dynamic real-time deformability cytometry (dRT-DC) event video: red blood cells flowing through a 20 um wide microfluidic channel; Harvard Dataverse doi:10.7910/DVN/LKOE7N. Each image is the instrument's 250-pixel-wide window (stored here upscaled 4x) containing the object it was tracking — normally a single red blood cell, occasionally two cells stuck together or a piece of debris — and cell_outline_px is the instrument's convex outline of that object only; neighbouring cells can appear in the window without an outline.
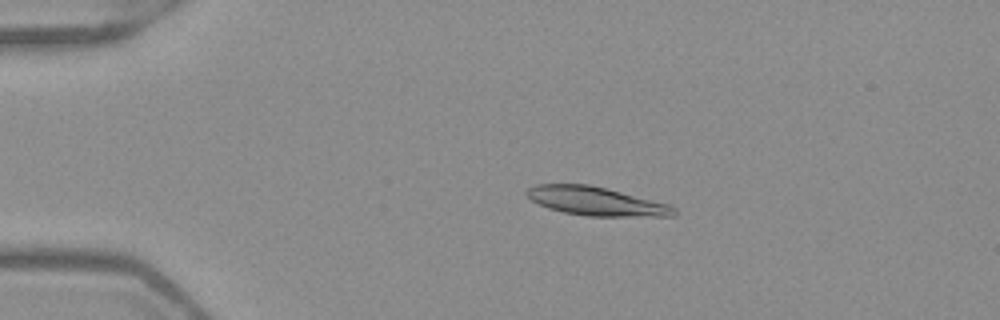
{"species": "Egyptian fruit bat (a non-hibernating species)", "species_latin": "Rousettus aegyptiacus", "temperature_condition": "warm", "stored_images_in_passage": 51, "camera_frame_rate_fps": 3000, "um_per_image_px": 0.085, "frame": {"image": 1, "passage_image": 10, "time_ms": 3.0, "image_size_px": [1000, 320], "cell_outline_px": [[676, 216], [588, 216], [564, 212], [548, 208], [532, 200], [524, 192], [528, 188], [536, 184], [588, 184], [608, 188], [668, 204], [676, 208]], "centroid_in_image_um": [50.67, 17.1], "position_along_channel_um": 34.3, "area_um2": 24.51}}
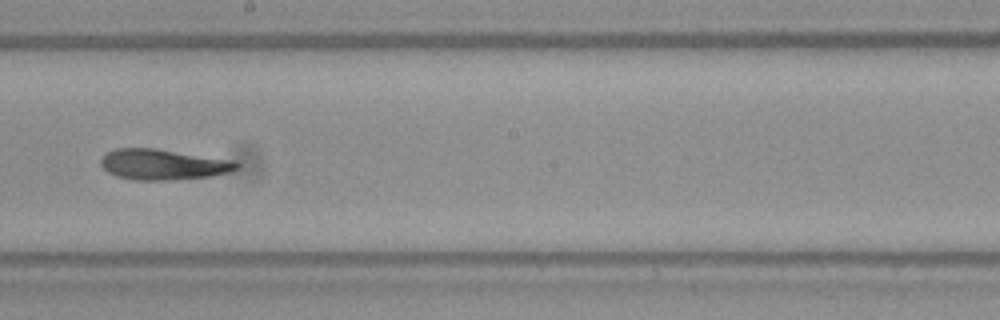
{"frame": {"image": 2, "passage_image": 29, "time_ms": 9.333, "image_size_px": [1000, 320], "cell_outline_px": [[240, 168], [228, 172], [212, 176], [168, 180], [132, 180], [116, 176], [108, 172], [100, 164], [100, 160], [104, 152], [116, 148], [156, 148], [236, 160], [240, 164]], "centroid_in_image_um": [13.87, 13.97], "position_along_channel_um": 234.3, "area_um2": 24.62}}
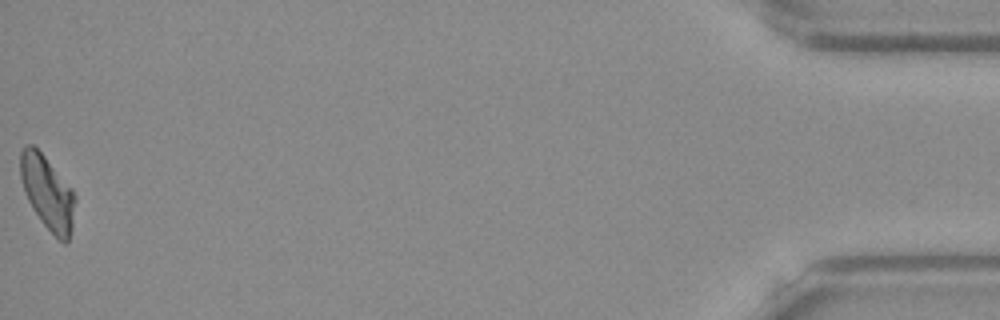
{"frame": {"image": 3, "passage_image": 51, "time_ms": 16.667, "image_size_px": [1000, 320], "cell_outline_px": [[76, 200], [72, 228], [68, 240], [64, 244], [40, 220], [32, 208], [24, 192], [20, 176], [20, 152], [28, 144], [32, 144], [44, 156], [72, 188], [76, 196]], "centroid_in_image_um": [4.04, 16.37], "position_along_channel_um": 431.2, "area_um2": 23.35}, "authors_computed_cell_mechanics": {"area_um2": 24.1604, "velocity_mm_per_s": 3.9554, "shape_relaxation_time_tau1_ms": null, "shape_relaxation_time_tau2_ms": 5.7499, "deformation_change_tau1": null, "deformation_change_tau2": 0.1286}}